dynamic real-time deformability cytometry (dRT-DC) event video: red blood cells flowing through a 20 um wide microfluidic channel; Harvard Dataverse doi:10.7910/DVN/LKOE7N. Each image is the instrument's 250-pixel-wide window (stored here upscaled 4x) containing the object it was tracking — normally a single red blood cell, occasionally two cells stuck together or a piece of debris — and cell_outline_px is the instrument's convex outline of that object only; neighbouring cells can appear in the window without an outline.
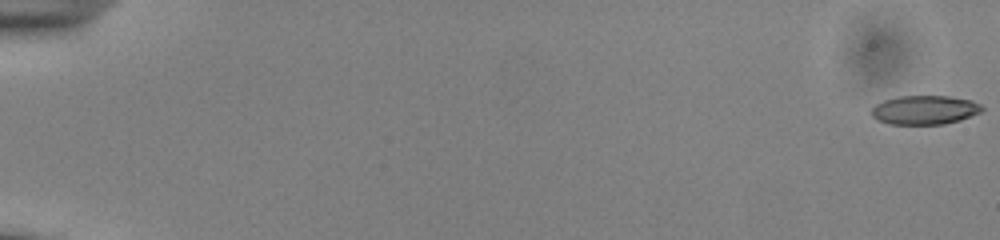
{"species": "common noctule bat (a hibernating species)", "species_latin": "Nyctalus noctula", "temperature_condition": "cold", "stored_images_in_passage": 39, "camera_frame_rate_fps": 3000, "um_per_image_px": 0.085, "animal": {"sex": "male", "body_mass_g": 13.0, "forearm_length_mm": 53.1}, "frame": {"image": 1, "passage_image": 1, "time_ms": 0.0, "image_size_px": [1000, 240], "cell_outline_px": [[984, 108], [980, 112], [960, 120], [944, 124], [888, 124], [876, 120], [872, 116], [872, 108], [876, 104], [884, 100], [900, 96], [948, 96], [972, 100], [980, 104]], "centroid_in_image_um": [78.59, 9.35], "position_along_channel_um": 6.4, "area_um2": 18.67}}
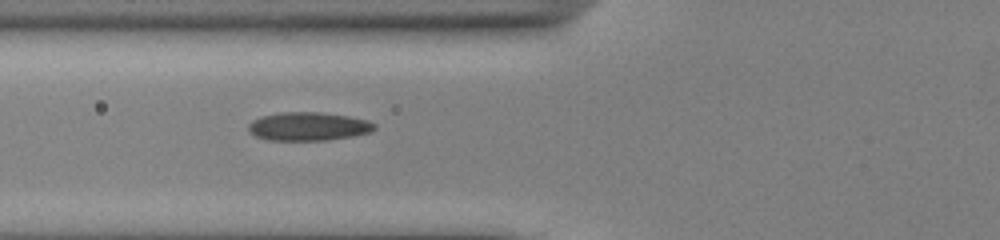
{"frame": {"image": 2, "passage_image": 23, "time_ms": 7.333, "image_size_px": [1000, 240], "cell_outline_px": [[376, 128], [368, 132], [352, 136], [328, 140], [268, 140], [256, 136], [248, 132], [248, 124], [252, 120], [260, 116], [280, 112], [320, 112], [348, 116], [368, 120], [376, 124]], "centroid_in_image_um": [26.17, 10.74], "position_along_channel_um": 99.6, "area_um2": 20.98}}
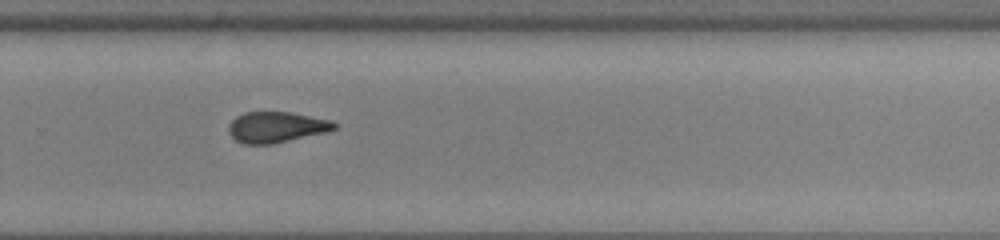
{"frame": {"image": 3, "passage_image": 39, "time_ms": 12.667, "image_size_px": [1000, 240], "cell_outline_px": [[340, 124], [336, 128], [328, 132], [272, 144], [244, 144], [236, 140], [228, 132], [228, 124], [236, 116], [244, 112], [292, 112], [332, 120]], "centroid_in_image_um": [23.52, 10.8], "position_along_channel_um": 306.3, "area_um2": 19.25}}